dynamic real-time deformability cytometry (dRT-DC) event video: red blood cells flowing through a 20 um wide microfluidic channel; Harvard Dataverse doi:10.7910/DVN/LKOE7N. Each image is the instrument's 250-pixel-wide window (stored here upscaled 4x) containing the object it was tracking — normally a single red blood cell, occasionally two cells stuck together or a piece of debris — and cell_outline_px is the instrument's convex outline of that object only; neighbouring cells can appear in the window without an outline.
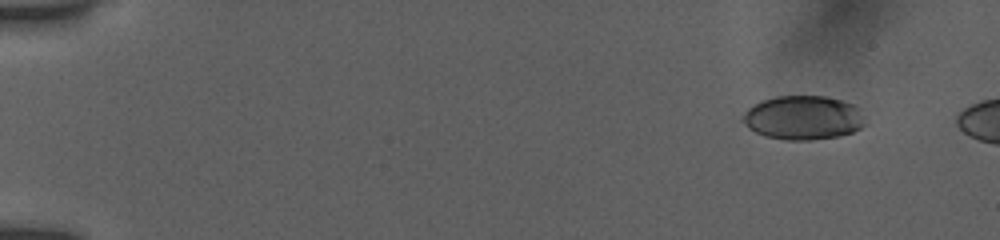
{"species": "human", "species_latin": "Homo sapiens", "temperature_condition": "room temperature", "stored_images_in_passage": 6, "camera_frame_rate_fps": 3000, "um_per_image_px": 0.085, "donor": {"sex": "female"}, "frame": {"image": 1, "passage_image": 1, "time_ms": 0.0, "image_size_px": [1000, 240], "cell_outline_px": [[868, 124], [852, 132], [840, 136], [812, 140], [788, 140], [764, 136], [748, 128], [740, 120], [744, 112], [748, 108], [764, 100], [776, 96], [824, 96], [840, 100], [852, 104], [860, 108]], "centroid_in_image_um": [68.29, 10.01], "position_along_channel_um": 16.7, "area_um2": 31.62}}